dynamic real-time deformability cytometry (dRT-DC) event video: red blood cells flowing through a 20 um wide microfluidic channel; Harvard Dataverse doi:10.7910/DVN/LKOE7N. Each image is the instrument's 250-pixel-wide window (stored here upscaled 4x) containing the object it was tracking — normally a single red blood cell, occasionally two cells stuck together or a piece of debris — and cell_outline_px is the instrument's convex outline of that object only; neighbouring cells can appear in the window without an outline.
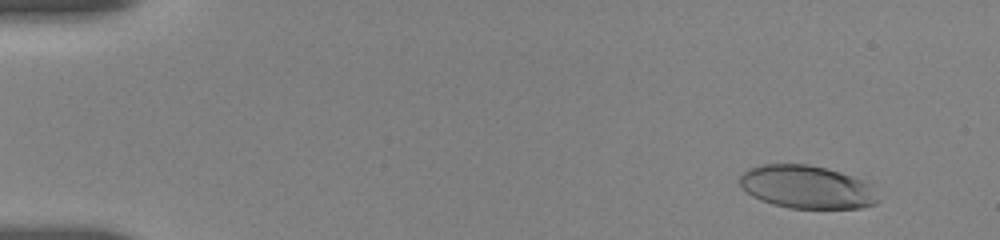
{"species": "human", "species_latin": "Homo sapiens", "temperature_condition": "room temperature", "stored_images_in_passage": 27, "camera_frame_rate_fps": 3000, "um_per_image_px": 0.085, "donor": {"sex": "female"}, "frame": {"image": 1, "passage_image": 4, "time_ms": 1.333, "image_size_px": [1000, 240], "cell_outline_px": [[880, 200], [876, 204], [860, 208], [792, 208], [772, 204], [760, 200], [752, 196], [740, 184], [740, 176], [748, 168], [760, 164], [808, 164], [824, 168], [852, 176], [868, 184]], "centroid_in_image_um": [68.55, 15.9], "position_along_channel_um": 16.5, "area_um2": 34.39}}
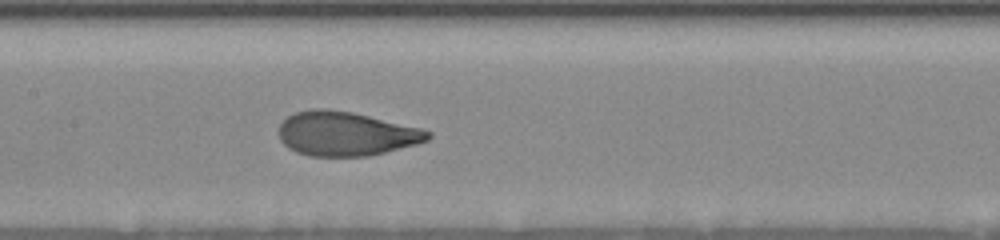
{"frame": {"image": 2, "passage_image": 18, "time_ms": 9.0, "image_size_px": [1000, 240], "cell_outline_px": [[432, 136], [428, 140], [416, 144], [368, 156], [308, 156], [296, 152], [288, 148], [280, 140], [280, 124], [288, 116], [296, 112], [316, 108], [324, 108], [352, 112], [424, 128], [432, 132]], "centroid_in_image_um": [29.43, 11.36], "position_along_channel_um": 178.0, "area_um2": 38.44}}
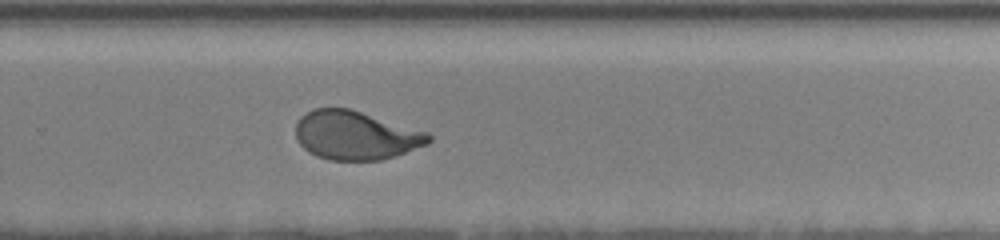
{"frame": {"image": 3, "passage_image": 27, "time_ms": 12.333, "image_size_px": [1000, 240], "cell_outline_px": [[432, 140], [428, 144], [380, 160], [328, 160], [316, 156], [308, 152], [296, 140], [296, 124], [300, 116], [316, 108], [348, 108], [428, 132], [432, 136]], "centroid_in_image_um": [30.21, 11.51], "position_along_channel_um": 299.6, "area_um2": 37.57}}